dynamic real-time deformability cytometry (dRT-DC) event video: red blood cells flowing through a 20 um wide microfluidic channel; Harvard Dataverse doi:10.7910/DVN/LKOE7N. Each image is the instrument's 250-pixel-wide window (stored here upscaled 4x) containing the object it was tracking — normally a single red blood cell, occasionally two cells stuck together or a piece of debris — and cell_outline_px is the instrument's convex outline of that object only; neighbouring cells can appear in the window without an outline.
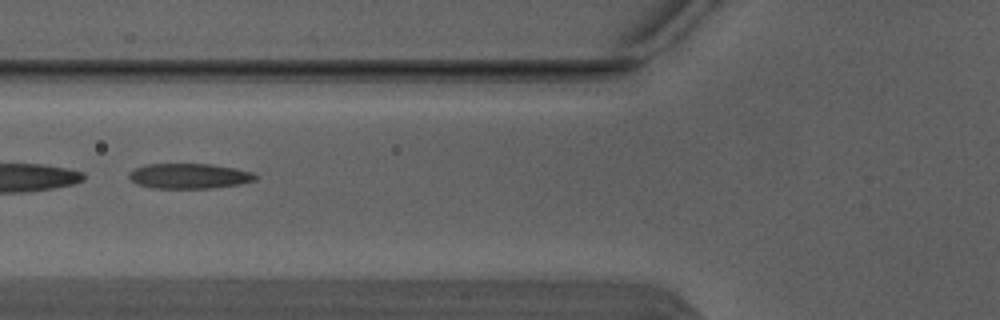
{"species": "Egyptian fruit bat (a non-hibernating species)", "species_latin": "Rousettus aegyptiacus", "temperature_condition": "warm", "stored_images_in_passage": 3, "camera_frame_rate_fps": 3000, "um_per_image_px": 0.085, "animal": {"sex": "male"}, "frame": {"image": 1, "passage_image": 3, "time_ms": 0.667, "image_size_px": [1000, 320], "cell_outline_px": [[260, 176], [256, 180], [240, 184], [212, 188], [152, 188], [136, 184], [128, 176], [128, 172], [132, 168], [144, 164], [212, 164], [236, 168], [252, 172]], "centroid_in_image_um": [16.07, 14.95], "position_along_channel_um": 109.7, "area_um2": 18.84}}